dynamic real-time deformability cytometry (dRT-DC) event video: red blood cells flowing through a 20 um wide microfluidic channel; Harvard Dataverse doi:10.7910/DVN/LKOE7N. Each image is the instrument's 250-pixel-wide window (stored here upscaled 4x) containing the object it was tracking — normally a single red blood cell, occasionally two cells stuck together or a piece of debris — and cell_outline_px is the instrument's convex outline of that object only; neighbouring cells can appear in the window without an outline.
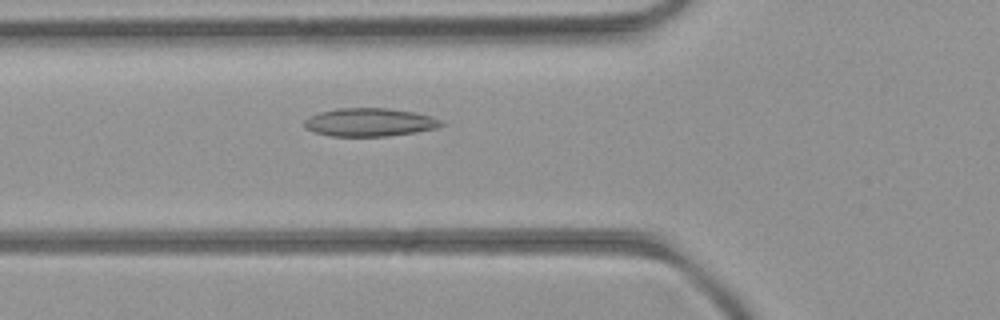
{"species": "common noctule bat (a hibernating species)", "species_latin": "Nyctalus noctula", "temperature_condition": "room temperature", "stored_images_in_passage": 37, "camera_frame_rate_fps": 3000, "um_per_image_px": 0.085, "animal": {"sex": "female", "body_mass_g": 21.9}, "frame": {"image": 1, "passage_image": 5, "time_ms": 1.333, "image_size_px": [1000, 320], "cell_outline_px": [[444, 124], [436, 128], [416, 132], [388, 136], [332, 136], [316, 132], [304, 128], [304, 120], [320, 112], [336, 108], [388, 108], [416, 112], [432, 116], [444, 120]], "centroid_in_image_um": [31.47, 10.38], "position_along_channel_um": 94.3, "area_um2": 22.6}}
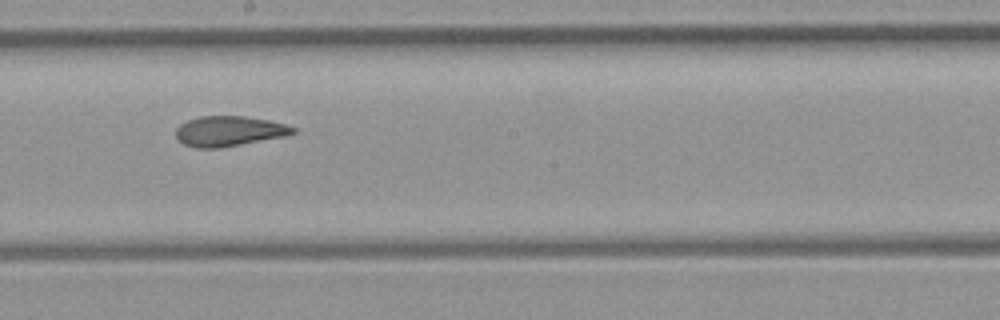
{"frame": {"image": 2, "passage_image": 15, "time_ms": 4.667, "image_size_px": [1000, 320], "cell_outline_px": [[296, 132], [284, 136], [220, 148], [196, 148], [184, 144], [176, 136], [176, 128], [180, 124], [188, 120], [200, 116], [244, 116], [268, 120], [284, 124], [296, 128]], "centroid_in_image_um": [19.45, 11.14], "position_along_channel_um": 228.8, "area_um2": 20.4}}
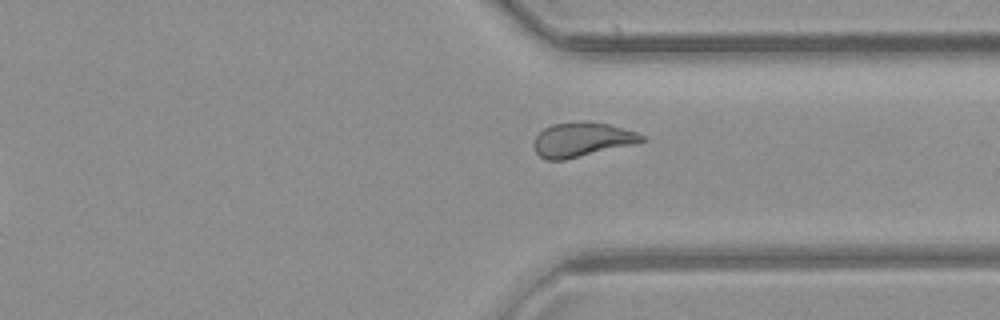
{"frame": {"image": 3, "passage_image": 25, "time_ms": 8.0, "image_size_px": [1000, 320], "cell_outline_px": [[644, 140], [632, 144], [564, 160], [544, 160], [536, 152], [532, 144], [536, 136], [544, 128], [552, 124], [580, 120], [608, 124], [636, 132], [644, 136]], "centroid_in_image_um": [49.39, 11.85], "position_along_channel_um": 362.0, "area_um2": 21.44}}